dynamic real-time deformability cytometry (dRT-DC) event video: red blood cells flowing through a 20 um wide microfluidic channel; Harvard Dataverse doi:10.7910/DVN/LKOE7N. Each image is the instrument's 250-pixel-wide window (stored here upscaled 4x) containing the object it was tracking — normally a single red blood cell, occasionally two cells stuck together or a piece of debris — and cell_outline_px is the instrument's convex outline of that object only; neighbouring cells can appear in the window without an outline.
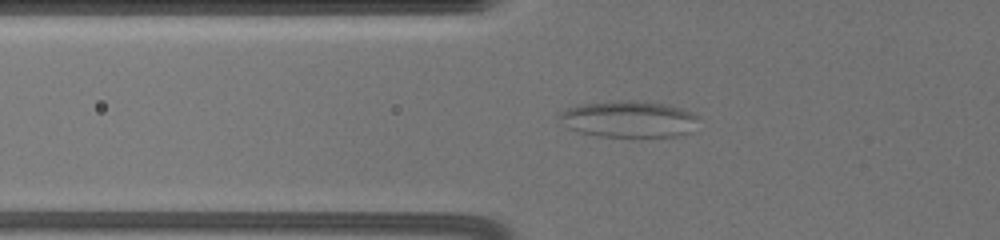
{"species": "common noctule bat (a hibernating species)", "species_latin": "Nyctalus noctula", "temperature_condition": "warm", "stored_images_in_passage": 43, "camera_frame_rate_fps": 3000, "um_per_image_px": 0.085, "animal": {"sex": "female", "body_mass_g": 19.5, "forearm_length_mm": 54.1}, "frame": {"image": 1, "passage_image": 12, "time_ms": 8.667, "image_size_px": [1000, 240], "cell_outline_px": [[696, 116], [688, 132], [676, 136], [600, 136], [580, 132], [568, 128], [556, 112], [568, 108], [588, 104], [660, 104], [676, 108], [688, 112]], "centroid_in_image_um": [53.34, 10.19], "position_along_channel_um": 72.5, "area_um2": 27.17}}
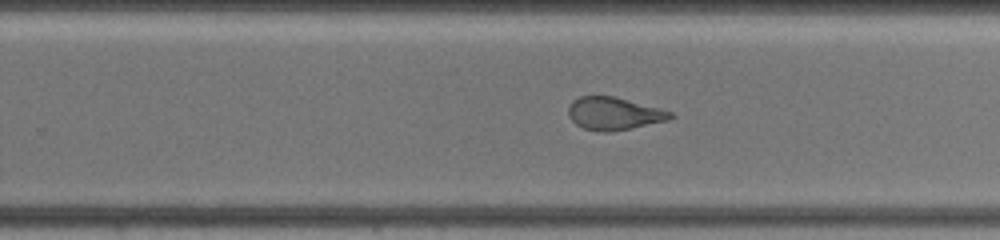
{"frame": {"image": 2, "passage_image": 28, "time_ms": 14.667, "image_size_px": [1000, 240], "cell_outline_px": [[676, 116], [668, 120], [632, 128], [608, 132], [596, 132], [584, 128], [576, 124], [572, 120], [568, 112], [568, 108], [580, 96], [612, 96], [660, 108], [672, 112]], "centroid_in_image_um": [52.22, 9.67], "position_along_channel_um": 277.6, "area_um2": 19.25}}
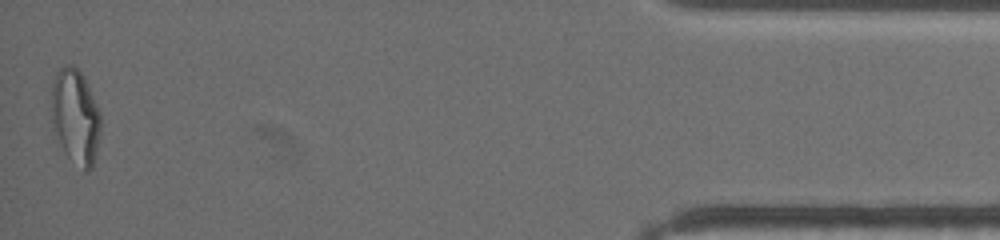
{"frame": {"image": 3, "passage_image": 43, "time_ms": 21.0, "image_size_px": [1000, 240], "cell_outline_px": [[100, 132], [92, 168], [88, 172], [68, 156], [64, 152], [56, 128], [52, 108], [52, 88], [56, 76], [60, 68], [68, 64], [72, 64], [80, 72], [88, 88], [100, 116]], "centroid_in_image_um": [6.43, 9.91], "position_along_channel_um": 428.8, "area_um2": 25.72}, "authors_computed_cell_mechanics": {"area_um2": 21.3282, "velocity_mm_per_s": 3.4852, "shape_relaxation_time_tau1_ms": null, "shape_relaxation_time_tau2_ms": 1.0273, "deformation_change_tau1": null, "deformation_change_tau2": 0.087}}